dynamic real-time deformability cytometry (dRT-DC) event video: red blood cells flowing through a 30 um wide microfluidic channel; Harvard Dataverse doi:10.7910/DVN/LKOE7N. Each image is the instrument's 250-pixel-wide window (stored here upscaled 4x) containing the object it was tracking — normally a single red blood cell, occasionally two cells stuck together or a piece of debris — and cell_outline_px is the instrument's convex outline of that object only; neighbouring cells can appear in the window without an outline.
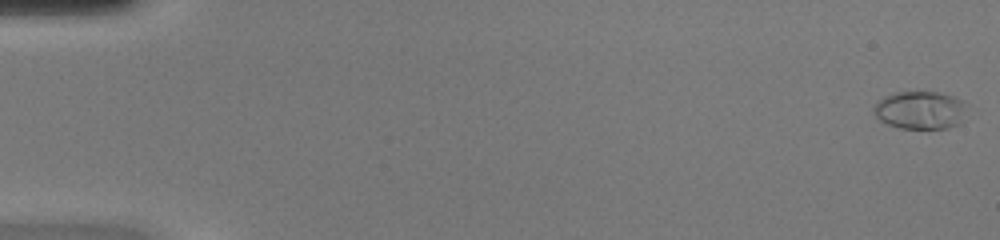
{"species": "common noctule bat (a hibernating species)", "species_latin": "Nyctalus noctula", "temperature_condition": "warm", "stored_images_in_passage": 49, "camera_frame_rate_fps": 3000, "um_per_image_px": 0.085, "animal": {"sex": "female", "body_mass_g": 20.0, "forearm_length_mm": 54.0}, "frame": {"image": 1, "passage_image": 1, "time_ms": 0.0, "image_size_px": [1000, 240], "cell_outline_px": [[968, 104], [960, 124], [948, 128], [900, 128], [888, 124], [880, 120], [872, 112], [872, 108], [884, 96], [896, 92], [936, 92], [956, 96], [964, 100]], "centroid_in_image_um": [78.25, 9.35], "position_along_channel_um": 6.7, "area_um2": 20.81}}
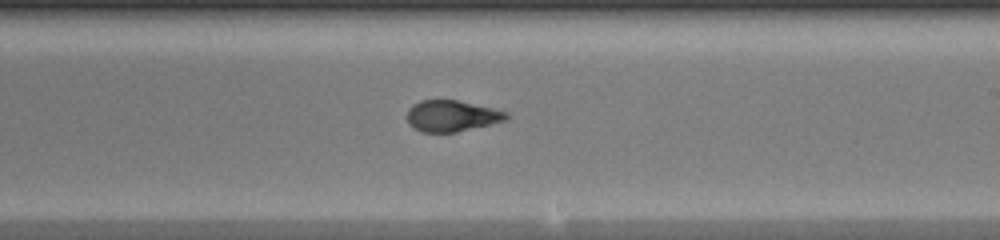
{"frame": {"image": 2, "passage_image": 30, "time_ms": 9.667, "image_size_px": [1000, 240], "cell_outline_px": [[508, 120], [456, 132], [420, 132], [408, 124], [408, 108], [412, 104], [420, 100], [456, 100], [492, 108], [508, 112]], "centroid_in_image_um": [38.38, 9.85], "position_along_channel_um": 250.6, "area_um2": 18.03}}
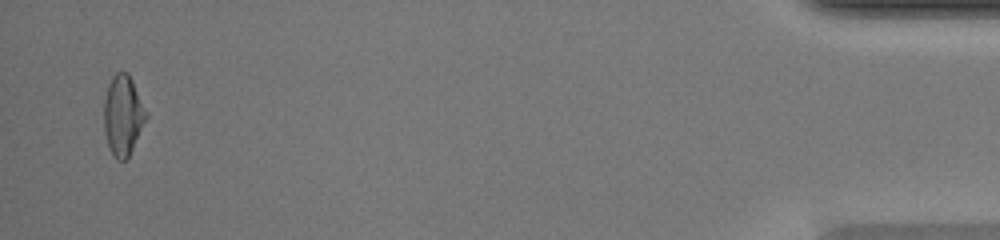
{"frame": {"image": 3, "passage_image": 48, "time_ms": 15.667, "image_size_px": [1000, 240], "cell_outline_px": [[148, 116], [128, 156], [124, 160], [116, 160], [108, 144], [104, 132], [104, 100], [108, 84], [112, 76], [116, 72], [128, 72], [132, 80]], "centroid_in_image_um": [10.43, 9.77], "position_along_channel_um": 424.8, "area_um2": 19.36}, "authors_computed_cell_mechanics": {"area_um2": 19.3052, "velocity_mm_per_s": 4.2726, "shape_relaxation_time_tau1_ms": 8.9875, "shape_relaxation_time_tau2_ms": null, "deformation_change_tau1": 0.3318, "deformation_change_tau2": null}}